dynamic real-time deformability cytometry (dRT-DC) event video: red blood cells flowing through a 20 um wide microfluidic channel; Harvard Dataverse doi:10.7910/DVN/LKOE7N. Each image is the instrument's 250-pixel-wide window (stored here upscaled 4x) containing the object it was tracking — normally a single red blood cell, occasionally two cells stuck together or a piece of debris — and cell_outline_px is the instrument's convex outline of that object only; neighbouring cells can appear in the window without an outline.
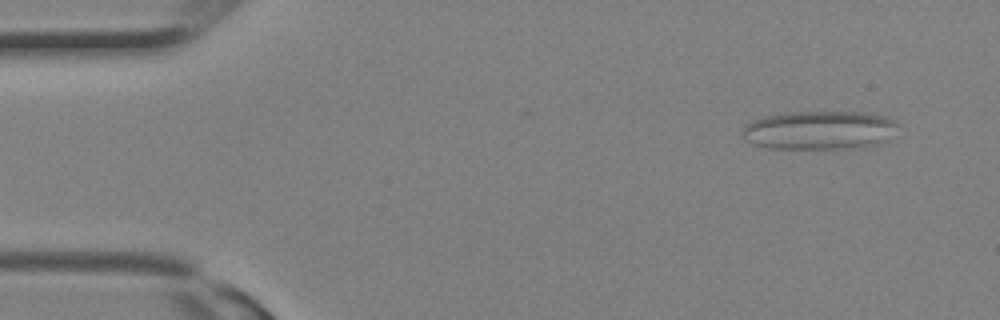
{"species": "Egyptian fruit bat (a non-hibernating species)", "species_latin": "Rousettus aegyptiacus", "temperature_condition": "room temperature", "stored_images_in_passage": 9, "camera_frame_rate_fps": 3000, "um_per_image_px": 0.085, "animal": {"sex": "female"}, "frame": {"image": 1, "passage_image": 1, "time_ms": 0.0, "image_size_px": [1000, 320], "cell_outline_px": [[900, 124], [888, 140], [880, 144], [864, 148], [768, 148], [752, 144], [744, 140], [740, 136], [744, 128], [752, 120], [764, 116], [788, 112], [860, 112], [884, 116]], "centroid_in_image_um": [69.65, 11.07], "position_along_channel_um": 15.3, "area_um2": 35.37}}